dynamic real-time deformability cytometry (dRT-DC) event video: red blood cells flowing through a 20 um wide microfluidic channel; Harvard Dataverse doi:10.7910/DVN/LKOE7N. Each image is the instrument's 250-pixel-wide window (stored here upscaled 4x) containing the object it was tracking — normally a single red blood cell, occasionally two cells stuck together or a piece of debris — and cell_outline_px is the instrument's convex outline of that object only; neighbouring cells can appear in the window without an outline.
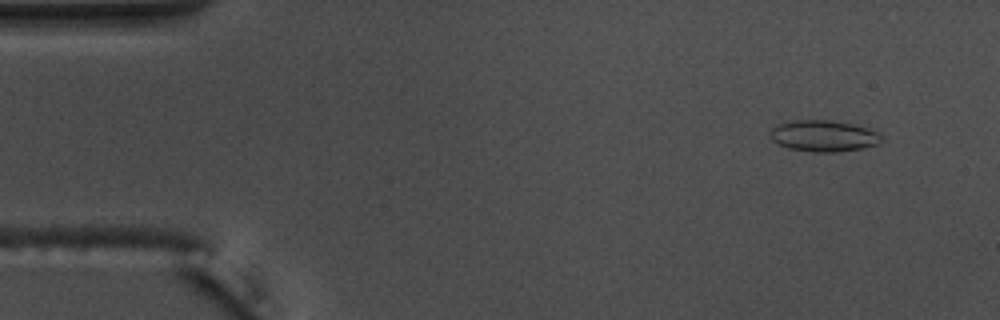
{"species": "common noctule bat (a hibernating species)", "species_latin": "Nyctalus noctula", "temperature_condition": "warm", "stored_images_in_passage": 55, "camera_frame_rate_fps": 3000, "um_per_image_px": 0.085, "animal": {"sex": "male", "body_mass_g": 17.5, "forearm_length_mm": 52.3}, "frame": {"image": 1, "passage_image": 5, "time_ms": 1.333, "image_size_px": [1000, 320], "cell_outline_px": [[884, 136], [880, 144], [864, 148], [840, 152], [812, 152], [788, 148], [772, 140], [772, 128], [776, 124], [792, 120], [832, 120], [852, 124], [868, 128], [880, 132]], "centroid_in_image_um": [70.08, 11.55], "position_along_channel_um": 14.9, "area_um2": 20.58}}
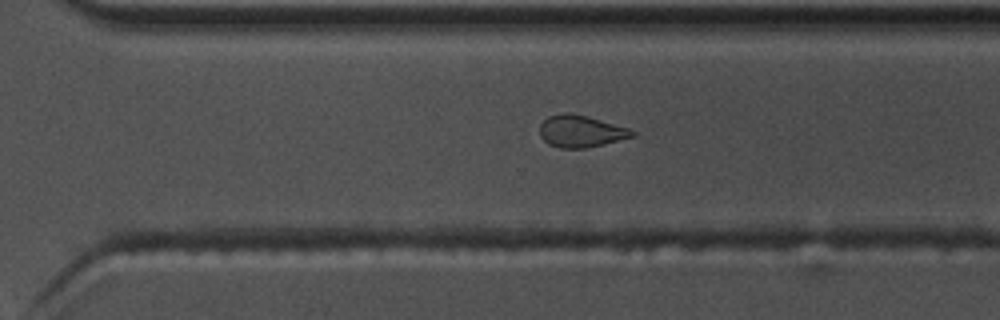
{"frame": {"image": 2, "passage_image": 38, "time_ms": 12.333, "image_size_px": [1000, 320], "cell_outline_px": [[636, 136], [604, 144], [584, 148], [560, 148], [548, 144], [540, 136], [540, 124], [548, 116], [564, 112], [572, 112], [588, 116], [628, 128], [636, 132]], "centroid_in_image_um": [49.37, 11.15], "position_along_channel_um": 321.2, "area_um2": 17.34}}
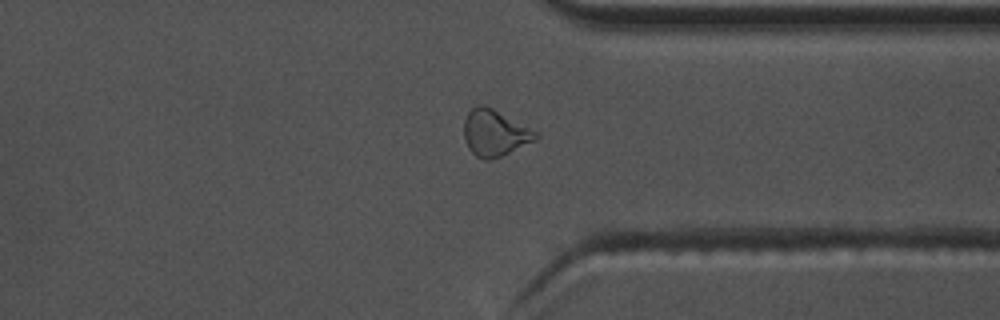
{"frame": {"image": 3, "passage_image": 42, "time_ms": 13.667, "image_size_px": [1000, 320], "cell_outline_px": [[540, 136], [536, 140], [500, 156], [488, 160], [484, 160], [476, 156], [468, 148], [464, 140], [464, 120], [468, 112], [476, 104], [484, 104], [492, 108], [536, 132]], "centroid_in_image_um": [42.0, 11.3], "position_along_channel_um": 369.4, "area_um2": 19.13}, "authors_computed_cell_mechanics": {"area_um2": 18.3226, "velocity_mm_per_s": 3.7247, "shape_relaxation_time_tau1_ms": 4.8888, "shape_relaxation_time_tau2_ms": 2.2447, "deformation_change_tau1": 0.1514, "deformation_change_tau2": 0.095}}